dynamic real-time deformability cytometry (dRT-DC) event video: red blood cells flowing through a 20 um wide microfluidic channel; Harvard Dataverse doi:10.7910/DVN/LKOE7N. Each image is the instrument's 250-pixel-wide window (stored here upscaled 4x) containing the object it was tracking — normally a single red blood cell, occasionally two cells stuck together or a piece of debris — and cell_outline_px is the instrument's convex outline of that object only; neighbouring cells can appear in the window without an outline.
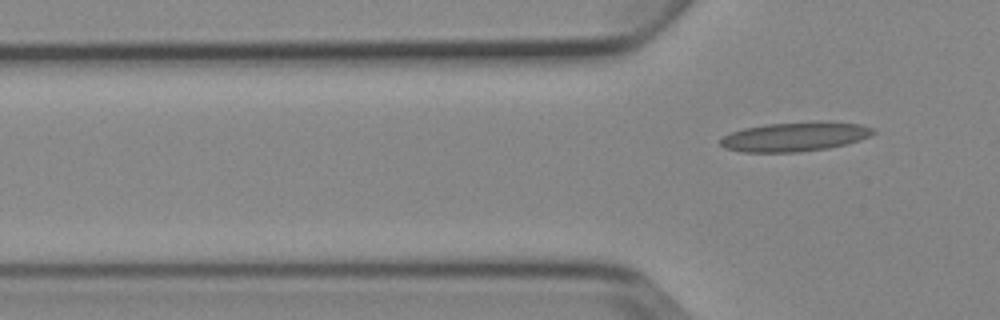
{"species": "Egyptian fruit bat (a non-hibernating species)", "species_latin": "Rousettus aegyptiacus", "temperature_condition": "cold", "stored_images_in_passage": 6, "camera_frame_rate_fps": 3000, "um_per_image_px": 0.085, "animal": {"sex": "female"}, "frame": {"image": 1, "passage_image": 6, "time_ms": 6.667, "image_size_px": [1000, 320], "cell_outline_px": [[876, 132], [872, 136], [860, 140], [828, 148], [800, 152], [740, 152], [724, 148], [720, 144], [720, 140], [724, 136], [732, 132], [744, 128], [768, 124], [824, 120], [860, 124], [876, 128]], "centroid_in_image_um": [67.62, 11.61], "position_along_channel_um": 58.2, "area_um2": 26.41}}